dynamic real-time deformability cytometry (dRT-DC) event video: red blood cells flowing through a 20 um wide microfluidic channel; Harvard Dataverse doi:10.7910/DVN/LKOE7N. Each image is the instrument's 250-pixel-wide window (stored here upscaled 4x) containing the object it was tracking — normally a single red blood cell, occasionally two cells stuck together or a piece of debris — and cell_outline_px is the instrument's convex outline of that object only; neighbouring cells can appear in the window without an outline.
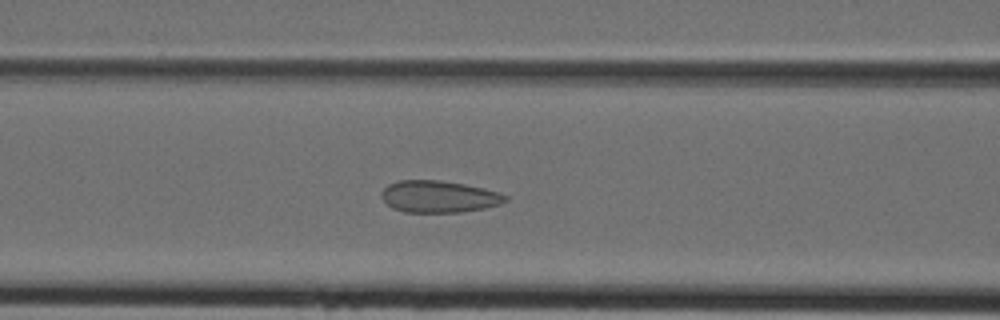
{"species": "Egyptian fruit bat (a non-hibernating species)", "species_latin": "Rousettus aegyptiacus", "temperature_condition": "cold", "stored_images_in_passage": 36, "camera_frame_rate_fps": 3000, "um_per_image_px": 0.085, "animal": {"sex": "female"}, "frame": {"image": 1, "passage_image": 15, "time_ms": 4.667, "image_size_px": [1000, 320], "cell_outline_px": [[508, 200], [500, 204], [484, 208], [460, 212], [404, 212], [392, 208], [380, 196], [380, 192], [388, 184], [396, 180], [440, 180], [464, 184], [484, 188], [500, 192], [508, 196]], "centroid_in_image_um": [37.29, 16.7], "position_along_channel_um": 129.3, "area_um2": 23.18}}
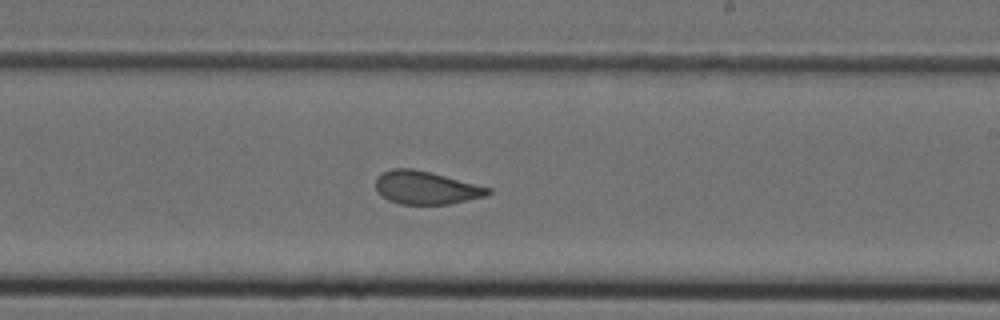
{"frame": {"image": 2, "passage_image": 23, "time_ms": 7.333, "image_size_px": [1000, 320], "cell_outline_px": [[492, 192], [488, 196], [448, 204], [400, 204], [388, 200], [380, 196], [376, 192], [376, 176], [392, 168], [412, 168], [432, 172], [492, 188]], "centroid_in_image_um": [36.21, 15.95], "position_along_channel_um": 252.8, "area_um2": 21.96}}
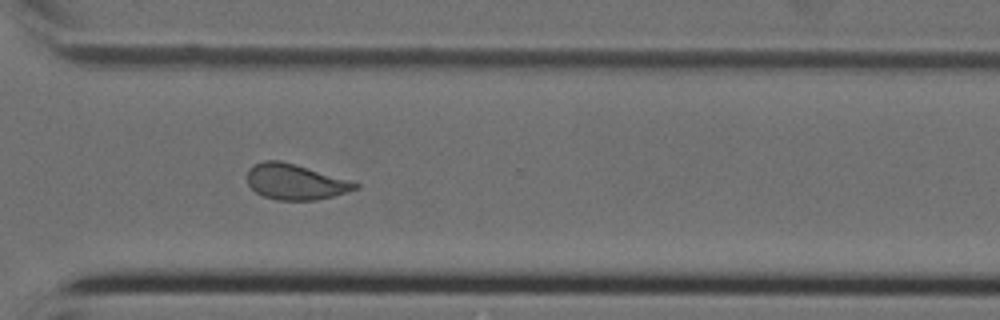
{"frame": {"image": 3, "passage_image": 29, "time_ms": 9.333, "image_size_px": [1000, 320], "cell_outline_px": [[360, 188], [348, 192], [316, 200], [276, 200], [264, 196], [256, 192], [248, 184], [248, 168], [252, 164], [264, 160], [280, 160], [296, 164], [352, 180], [360, 184]], "centroid_in_image_um": [25.13, 15.44], "position_along_channel_um": 345.5, "area_um2": 22.66}}